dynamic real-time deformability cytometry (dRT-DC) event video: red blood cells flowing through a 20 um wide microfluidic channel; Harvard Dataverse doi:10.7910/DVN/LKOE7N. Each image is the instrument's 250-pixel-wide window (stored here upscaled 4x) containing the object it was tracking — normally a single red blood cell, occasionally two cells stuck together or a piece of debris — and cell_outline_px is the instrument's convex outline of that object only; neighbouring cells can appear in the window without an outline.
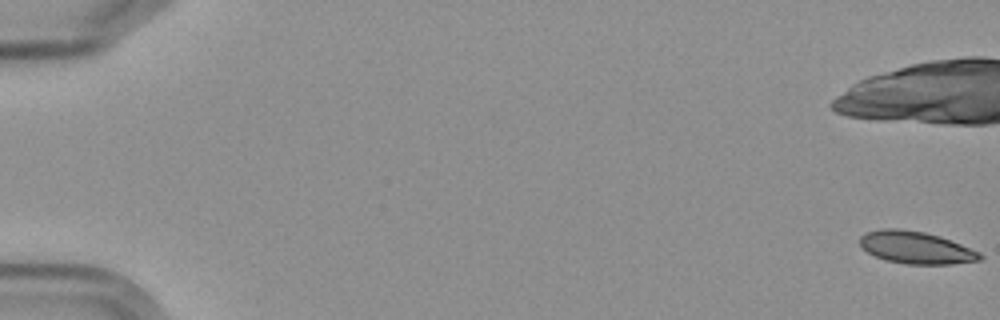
{"species": "Egyptian fruit bat (a non-hibernating species)", "species_latin": "Rousettus aegyptiacus", "temperature_condition": "cold", "stored_images_in_passage": 5, "camera_frame_rate_fps": 3000, "um_per_image_px": 0.085, "frame": {"image": 1, "passage_image": 1, "time_ms": 0.0, "image_size_px": [1000, 320], "cell_outline_px": [[984, 256], [980, 260], [952, 264], [904, 264], [884, 260], [860, 248], [860, 236], [864, 232], [880, 228], [900, 228], [924, 232], [940, 236], [980, 252]], "centroid_in_image_um": [77.81, 21.04], "position_along_channel_um": 7.2, "area_um2": 22.83}}
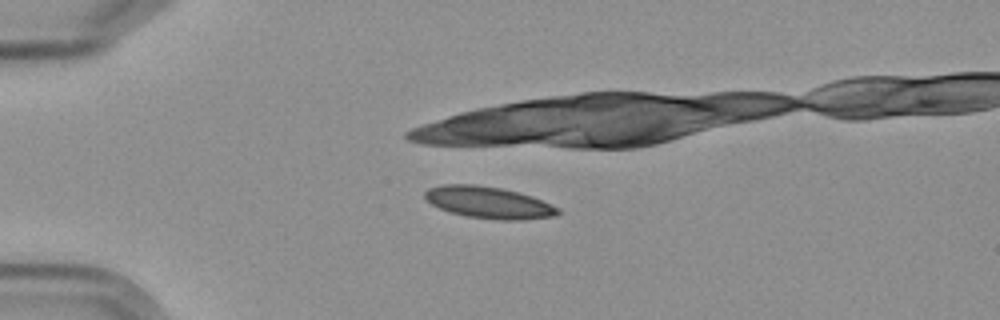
{"frame": {"image": 2, "passage_image": 5, "time_ms": 5.0, "image_size_px": [1000, 320], "cell_outline_px": [[560, 212], [556, 216], [520, 220], [500, 220], [468, 216], [452, 212], [440, 208], [432, 204], [424, 196], [424, 192], [428, 188], [440, 184], [476, 184], [500, 188], [520, 192], [532, 196], [560, 208]], "centroid_in_image_um": [41.56, 17.2], "position_along_channel_um": 43.4, "area_um2": 24.62}}